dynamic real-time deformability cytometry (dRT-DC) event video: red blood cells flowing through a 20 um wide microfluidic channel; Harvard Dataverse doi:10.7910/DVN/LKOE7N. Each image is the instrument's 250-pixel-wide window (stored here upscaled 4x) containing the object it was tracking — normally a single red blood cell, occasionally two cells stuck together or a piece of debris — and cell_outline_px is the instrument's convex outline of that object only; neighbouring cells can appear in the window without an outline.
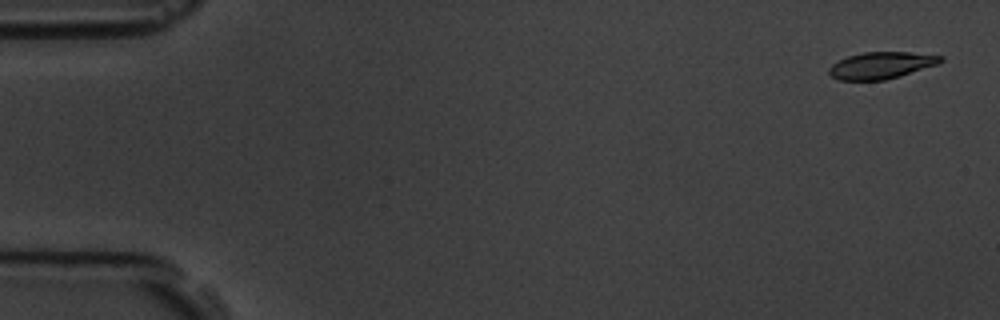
{"species": "common noctule bat (a hibernating species)", "species_latin": "Nyctalus noctula", "temperature_condition": "room temperature", "stored_images_in_passage": 5, "camera_frame_rate_fps": 3000, "um_per_image_px": 0.085, "animal": {"sex": "male", "body_mass_g": 19.5, "forearm_length_mm": 54.6}, "frame": {"image": 1, "passage_image": 1, "time_ms": 0.0, "image_size_px": [1000, 320], "cell_outline_px": [[944, 60], [940, 64], [900, 76], [884, 80], [840, 80], [832, 76], [828, 72], [828, 68], [832, 64], [848, 56], [864, 52], [908, 52], [944, 56]], "centroid_in_image_um": [74.94, 5.55], "position_along_channel_um": 10.1, "area_um2": 17.46}}
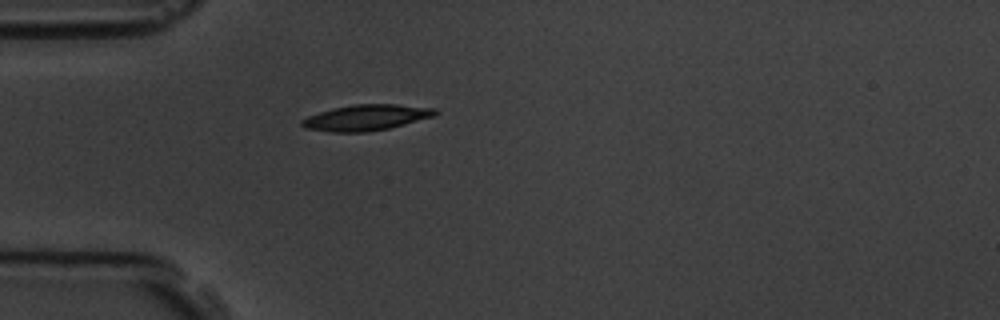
{"frame": {"image": 2, "passage_image": 5, "time_ms": 4.667, "image_size_px": [1000, 320], "cell_outline_px": [[440, 112], [436, 116], [388, 128], [368, 132], [332, 132], [304, 128], [300, 124], [300, 120], [308, 116], [332, 108], [352, 104], [396, 104], [436, 108]], "centroid_in_image_um": [31.14, 9.99], "position_along_channel_um": 53.9, "area_um2": 20.23}}